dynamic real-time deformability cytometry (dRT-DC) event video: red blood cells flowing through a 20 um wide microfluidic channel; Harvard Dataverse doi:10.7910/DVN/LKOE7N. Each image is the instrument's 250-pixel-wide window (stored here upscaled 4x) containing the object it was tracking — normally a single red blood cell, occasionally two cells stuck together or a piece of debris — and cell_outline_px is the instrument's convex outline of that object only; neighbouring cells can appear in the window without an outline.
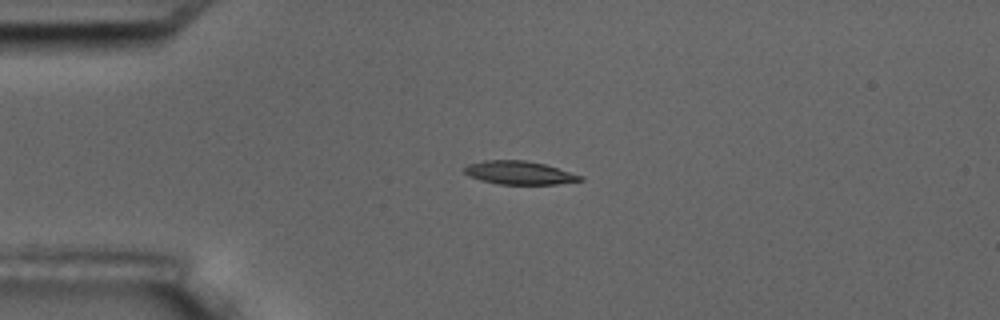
{"species": "common noctule bat (a hibernating species)", "species_latin": "Nyctalus noctula", "temperature_condition": "room temperature", "stored_images_in_passage": 2, "camera_frame_rate_fps": 3000, "um_per_image_px": 0.085, "animal": {"sex": "male", "body_mass_g": 17.5, "forearm_length_mm": 52.3}, "frame": {"image": 1, "passage_image": 1, "time_ms": 0.0, "image_size_px": [1000, 320], "cell_outline_px": [[584, 180], [556, 184], [496, 184], [480, 180], [468, 176], [464, 172], [464, 168], [468, 164], [484, 160], [524, 160], [544, 164], [584, 176]], "centroid_in_image_um": [44.12, 14.69], "position_along_channel_um": 40.9, "area_um2": 15.78}}